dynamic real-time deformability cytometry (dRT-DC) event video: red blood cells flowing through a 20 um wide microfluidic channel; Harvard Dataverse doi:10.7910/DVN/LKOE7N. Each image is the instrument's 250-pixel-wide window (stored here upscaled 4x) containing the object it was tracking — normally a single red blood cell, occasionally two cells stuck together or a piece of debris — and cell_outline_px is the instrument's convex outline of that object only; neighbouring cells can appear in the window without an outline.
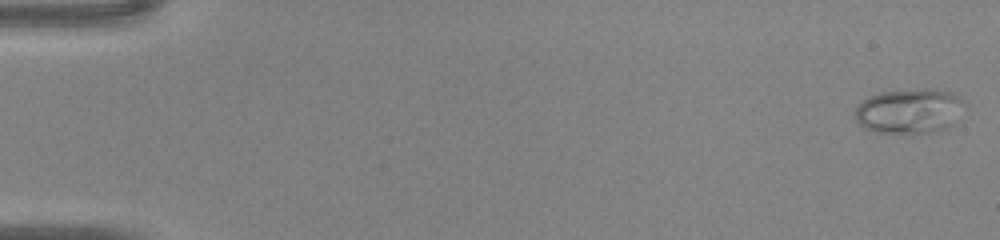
{"species": "common noctule bat (a hibernating species)", "species_latin": "Nyctalus noctula", "temperature_condition": "warm", "stored_images_in_passage": 47, "camera_frame_rate_fps": 3000, "um_per_image_px": 0.085, "animal": {"sex": "male", "body_mass_g": 20.0, "forearm_length_mm": 53.3}, "frame": {"image": 1, "passage_image": 1, "time_ms": 0.0, "image_size_px": [1000, 240], "cell_outline_px": [[968, 100], [956, 120], [948, 128], [932, 132], [876, 132], [864, 128], [856, 120], [856, 108], [868, 96], [880, 92], [924, 88], [944, 88]], "centroid_in_image_um": [77.38, 9.39], "position_along_channel_um": 7.6, "area_um2": 28.96}}
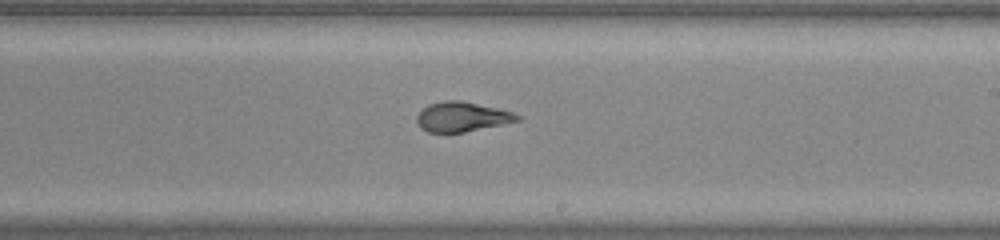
{"frame": {"image": 2, "passage_image": 28, "time_ms": 9.0, "image_size_px": [1000, 240], "cell_outline_px": [[520, 120], [464, 132], [428, 132], [420, 128], [416, 120], [416, 116], [428, 104], [444, 100], [460, 100], [496, 108], [512, 112], [520, 116]], "centroid_in_image_um": [39.22, 9.92], "position_along_channel_um": 249.8, "area_um2": 17.17}}
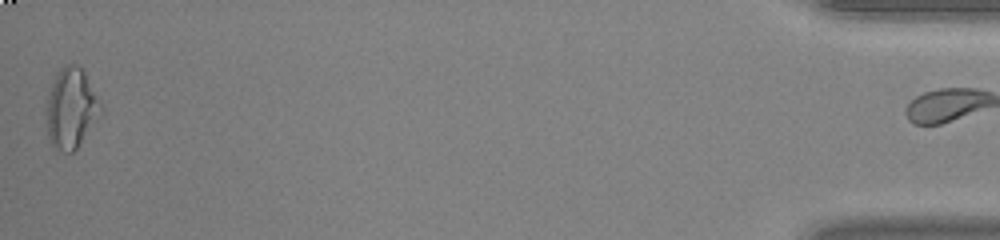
{"frame": {"image": 3, "passage_image": 46, "time_ms": 15.0, "image_size_px": [1000, 240], "cell_outline_px": [[104, 108], [76, 148], [72, 152], [64, 152], [56, 148], [52, 144], [48, 136], [48, 100], [52, 84], [56, 72], [64, 64], [76, 64], [84, 72], [100, 100]], "centroid_in_image_um": [6.07, 9.17], "position_along_channel_um": 429.1, "area_um2": 24.68}}